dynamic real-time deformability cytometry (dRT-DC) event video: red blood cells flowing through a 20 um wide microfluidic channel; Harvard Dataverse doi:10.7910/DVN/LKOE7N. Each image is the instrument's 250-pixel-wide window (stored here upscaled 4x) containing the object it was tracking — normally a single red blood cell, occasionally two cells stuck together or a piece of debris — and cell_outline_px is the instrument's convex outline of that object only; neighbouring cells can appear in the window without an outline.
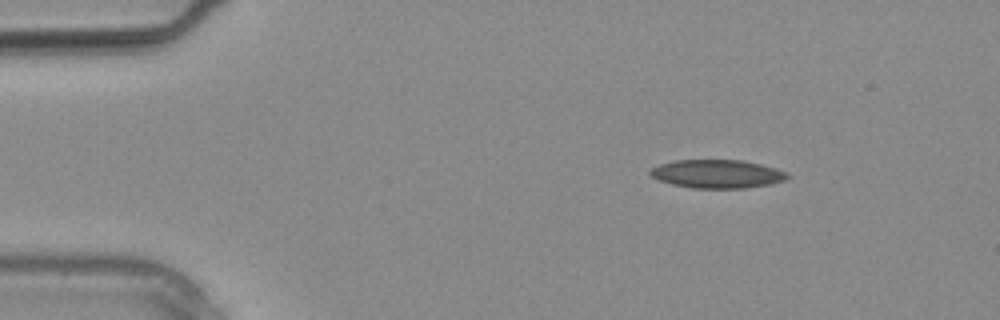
{"species": "common noctule bat (a hibernating species)", "species_latin": "Nyctalus noctula", "temperature_condition": "warm", "stored_images_in_passage": 2, "camera_frame_rate_fps": 3000, "um_per_image_px": 0.085, "animal": {"sex": "male", "body_mass_g": 20.4}, "frame": {"image": 1, "passage_image": 1, "time_ms": 0.0, "image_size_px": [1000, 320], "cell_outline_px": [[792, 176], [784, 180], [772, 184], [744, 188], [692, 188], [672, 184], [660, 180], [652, 176], [648, 172], [652, 168], [660, 164], [676, 160], [744, 160], [776, 168], [788, 172]], "centroid_in_image_um": [61.01, 14.78], "position_along_channel_um": 24.0, "area_um2": 22.77}}